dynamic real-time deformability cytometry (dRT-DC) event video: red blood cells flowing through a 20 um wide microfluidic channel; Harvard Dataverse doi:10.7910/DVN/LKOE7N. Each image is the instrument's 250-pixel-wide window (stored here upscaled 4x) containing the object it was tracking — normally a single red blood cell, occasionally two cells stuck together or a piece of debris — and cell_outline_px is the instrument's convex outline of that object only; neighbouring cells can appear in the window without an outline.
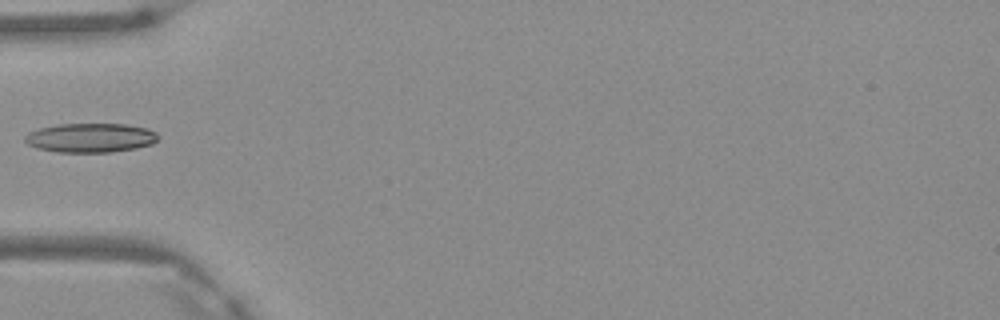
{"species": "Egyptian fruit bat (a non-hibernating species)", "species_latin": "Rousettus aegyptiacus", "temperature_condition": "warm", "stored_images_in_passage": 3, "camera_frame_rate_fps": 3000, "um_per_image_px": 0.085, "frame": {"image": 1, "passage_image": 3, "time_ms": 0.667, "image_size_px": [1000, 320], "cell_outline_px": [[160, 136], [152, 144], [136, 148], [112, 152], [56, 152], [36, 148], [28, 144], [24, 140], [24, 136], [28, 132], [40, 128], [56, 124], [124, 124], [148, 128], [156, 132]], "centroid_in_image_um": [7.69, 11.71], "position_along_channel_um": 77.3, "area_um2": 22.83}}